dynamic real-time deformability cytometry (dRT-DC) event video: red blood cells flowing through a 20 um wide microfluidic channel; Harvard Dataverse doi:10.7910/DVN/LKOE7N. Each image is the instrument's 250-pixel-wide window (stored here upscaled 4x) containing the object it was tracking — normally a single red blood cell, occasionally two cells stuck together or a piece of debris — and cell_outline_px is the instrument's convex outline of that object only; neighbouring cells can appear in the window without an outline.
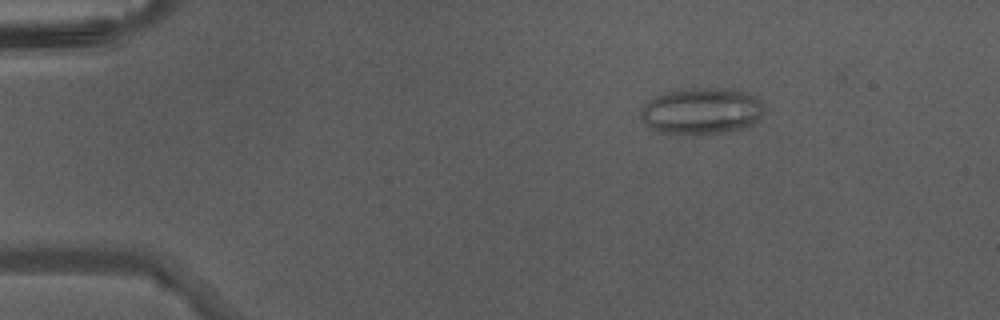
{"species": "Egyptian fruit bat (a non-hibernating species)", "species_latin": "Rousettus aegyptiacus", "temperature_condition": "warm", "stored_images_in_passage": 46, "camera_frame_rate_fps": 3000, "um_per_image_px": 0.085, "animal": {"sex": "male"}, "frame": {"image": 1, "passage_image": 8, "time_ms": 2.333, "image_size_px": [1000, 320], "cell_outline_px": [[764, 112], [756, 124], [724, 132], [700, 136], [660, 132], [652, 128], [640, 116], [640, 108], [648, 100], [664, 92], [680, 88], [724, 88], [744, 92], [756, 96], [764, 104]], "centroid_in_image_um": [59.65, 9.44], "position_along_channel_um": 25.4, "area_um2": 34.04}}
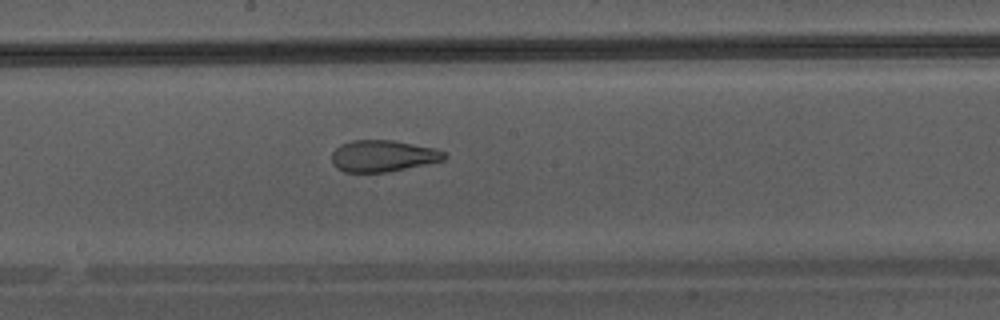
{"frame": {"image": 2, "passage_image": 26, "time_ms": 8.333, "image_size_px": [1000, 320], "cell_outline_px": [[448, 156], [444, 160], [388, 172], [344, 172], [332, 164], [332, 152], [340, 144], [352, 140], [392, 140], [436, 148], [444, 152]], "centroid_in_image_um": [32.54, 13.25], "position_along_channel_um": 215.7, "area_um2": 20.75}}
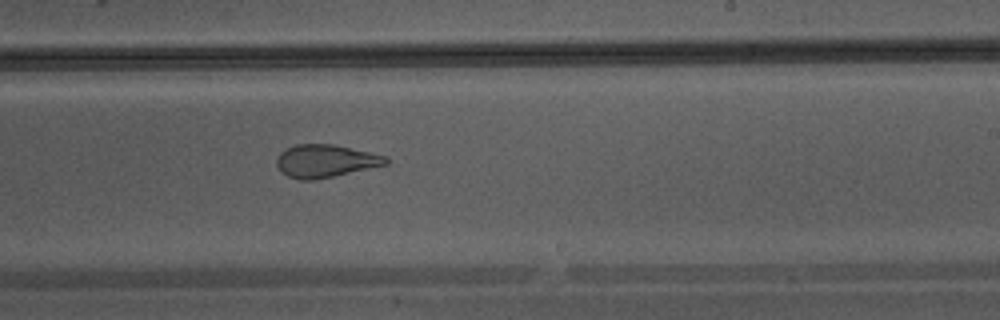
{"frame": {"image": 3, "passage_image": 29, "time_ms": 9.333, "image_size_px": [1000, 320], "cell_outline_px": [[388, 164], [332, 176], [312, 180], [300, 180], [288, 176], [280, 172], [276, 164], [276, 160], [280, 152], [296, 144], [336, 144], [384, 156], [388, 160]], "centroid_in_image_um": [27.61, 13.68], "position_along_channel_um": 261.4, "area_um2": 20.63}}